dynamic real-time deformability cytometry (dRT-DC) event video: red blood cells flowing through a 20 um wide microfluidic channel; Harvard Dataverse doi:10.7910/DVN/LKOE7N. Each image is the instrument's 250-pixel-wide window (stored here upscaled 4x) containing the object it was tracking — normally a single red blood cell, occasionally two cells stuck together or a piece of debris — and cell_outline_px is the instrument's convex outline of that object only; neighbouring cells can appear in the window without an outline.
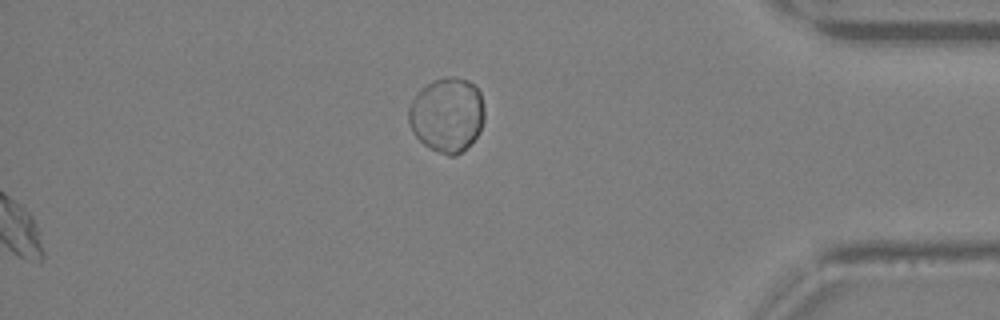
{"species": "Egyptian fruit bat (a non-hibernating species)", "species_latin": "Rousettus aegyptiacus", "temperature_condition": "warm", "stored_images_in_passage": 43, "segment_of_instrument_passage": [2, 2], "camera_frame_rate_fps": 3000, "um_per_image_px": 0.085, "animal": {"sex": "female"}, "frame": {"image": 1, "passage_image": 43, "time_ms": 14.0, "image_size_px": [1000, 320], "cell_outline_px": [[484, 120], [480, 132], [456, 156], [448, 156], [424, 144], [412, 132], [408, 124], [408, 108], [416, 92], [428, 84], [436, 80], [448, 76], [452, 76], [468, 80], [480, 92], [484, 108]], "centroid_in_image_um": [37.98, 9.75], "position_along_channel_um": 397.2, "area_um2": 32.83}}